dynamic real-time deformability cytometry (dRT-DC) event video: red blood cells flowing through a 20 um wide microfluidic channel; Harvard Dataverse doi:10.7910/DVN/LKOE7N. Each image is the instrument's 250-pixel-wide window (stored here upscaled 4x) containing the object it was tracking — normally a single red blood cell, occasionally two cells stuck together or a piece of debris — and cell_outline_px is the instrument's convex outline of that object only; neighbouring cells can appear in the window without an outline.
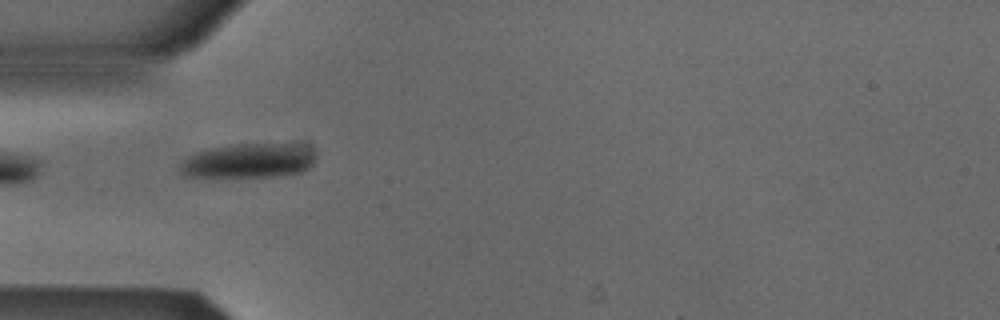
{"species": "Egyptian fruit bat (a non-hibernating species)", "species_latin": "Rousettus aegyptiacus", "temperature_condition": "cold", "stored_images_in_passage": 21, "camera_frame_rate_fps": 3000, "um_per_image_px": 0.085, "animal": {"sex": "male"}, "frame": {"image": 1, "passage_image": 1, "time_ms": 0.0, "image_size_px": [1000, 320], "cell_outline_px": [[316, 156], [312, 164], [304, 172], [276, 176], [184, 176], [180, 172], [180, 164], [188, 156], [196, 152], [212, 148], [236, 144], [304, 144], [312, 148]], "centroid_in_image_um": [21.2, 13.65], "position_along_channel_um": 63.8, "area_um2": 27.17}}
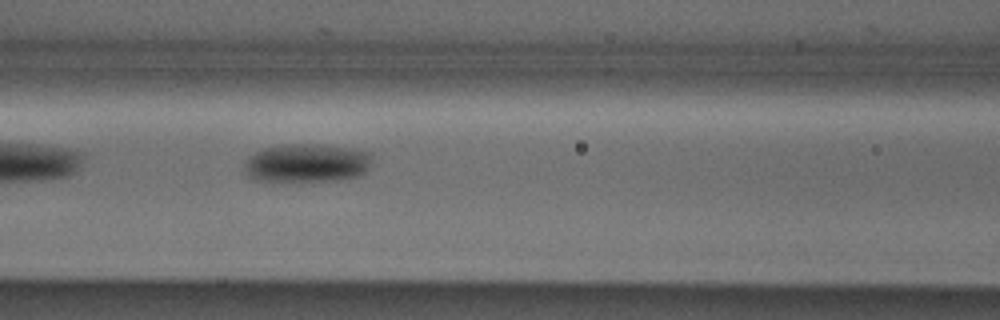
{"frame": {"image": 2, "passage_image": 7, "time_ms": 2.0, "image_size_px": [1000, 320], "cell_outline_px": [[372, 156], [368, 168], [360, 176], [336, 180], [252, 180], [244, 172], [244, 164], [248, 156], [264, 148], [288, 144], [320, 144], [348, 148], [368, 152]], "centroid_in_image_um": [26.05, 13.85], "position_along_channel_um": 140.6, "area_um2": 28.44}}
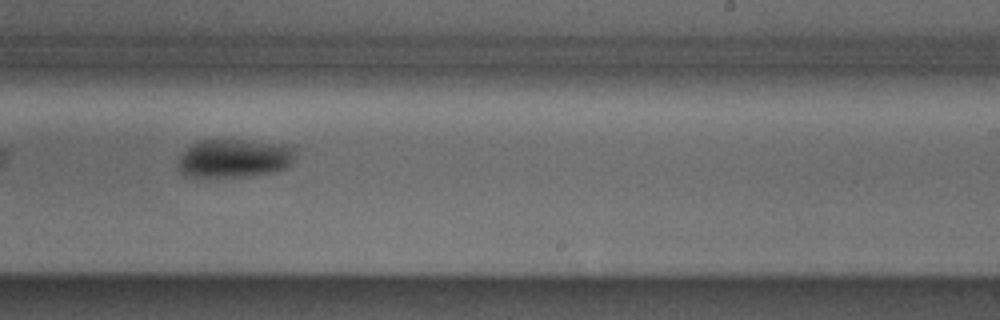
{"frame": {"image": 3, "passage_image": 17, "time_ms": 5.333, "image_size_px": [1000, 320], "cell_outline_px": [[292, 156], [288, 164], [284, 168], [276, 172], [248, 176], [200, 180], [184, 176], [180, 172], [180, 156], [196, 140], [252, 140], [284, 144], [292, 148]], "centroid_in_image_um": [19.82, 13.5], "position_along_channel_um": 269.2, "area_um2": 26.76}}